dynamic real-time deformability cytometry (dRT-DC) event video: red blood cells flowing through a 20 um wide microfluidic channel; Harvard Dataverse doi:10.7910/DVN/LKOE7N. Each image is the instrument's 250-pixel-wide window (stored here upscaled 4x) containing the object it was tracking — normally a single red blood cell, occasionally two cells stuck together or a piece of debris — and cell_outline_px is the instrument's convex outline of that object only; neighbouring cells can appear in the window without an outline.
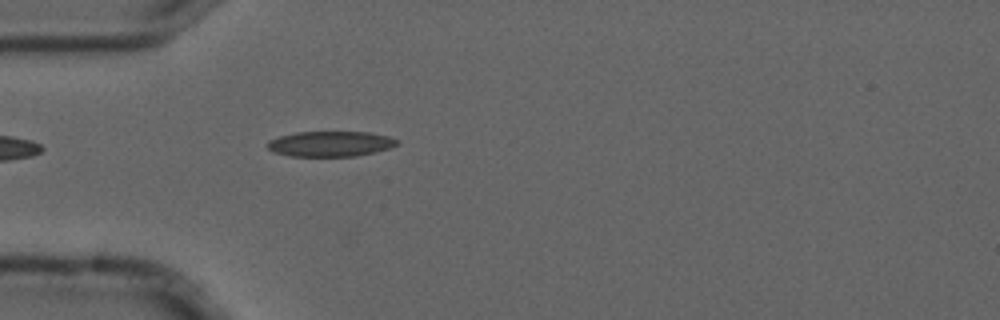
{"species": "common noctule bat (a hibernating species)", "species_latin": "Nyctalus noctula", "temperature_condition": "cold", "stored_images_in_passage": 4, "camera_frame_rate_fps": 3000, "um_per_image_px": 0.085, "animal": {"sex": "male", "forearm_length_mm": 52.5}, "frame": {"image": 1, "passage_image": 4, "time_ms": 1.0, "image_size_px": [1000, 320], "cell_outline_px": [[396, 144], [388, 148], [376, 152], [356, 156], [288, 156], [272, 152], [268, 148], [268, 140], [280, 136], [296, 132], [368, 132], [388, 136], [396, 140]], "centroid_in_image_um": [28.03, 12.23], "position_along_channel_um": 57.0, "area_um2": 19.02}}